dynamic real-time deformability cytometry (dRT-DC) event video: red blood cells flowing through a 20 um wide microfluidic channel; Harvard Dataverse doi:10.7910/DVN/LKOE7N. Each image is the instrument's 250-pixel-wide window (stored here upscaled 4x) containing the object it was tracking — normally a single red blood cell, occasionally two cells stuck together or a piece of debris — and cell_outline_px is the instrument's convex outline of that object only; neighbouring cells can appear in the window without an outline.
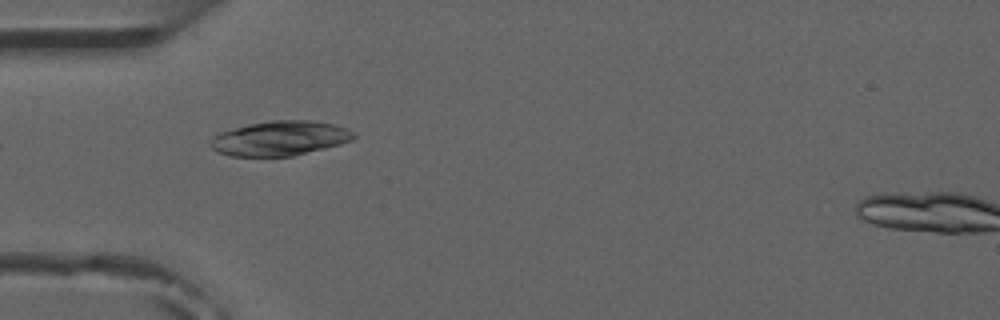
{"species": "common noctule bat (a hibernating species)", "species_latin": "Nyctalus noctula", "temperature_condition": "room temperature", "stored_images_in_passage": 5, "camera_frame_rate_fps": 3000, "um_per_image_px": 0.085, "animal": {"sex": "male", "forearm_length_mm": 52.5}, "frame": {"image": 1, "passage_image": 4, "time_ms": 4.333, "image_size_px": [1000, 320], "cell_outline_px": [[356, 136], [352, 140], [340, 144], [292, 156], [232, 156], [216, 152], [208, 144], [212, 136], [220, 132], [248, 124], [272, 120], [312, 120], [336, 124], [348, 128]], "centroid_in_image_um": [23.77, 11.75], "position_along_channel_um": 61.2, "area_um2": 29.07}}
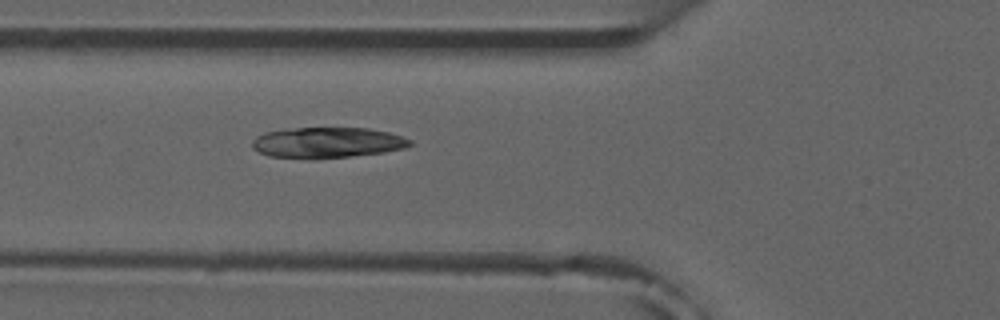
{"frame": {"image": 2, "passage_image": 5, "time_ms": 5.333, "image_size_px": [1000, 320], "cell_outline_px": [[412, 144], [404, 148], [384, 152], [352, 156], [312, 160], [268, 156], [252, 148], [252, 140], [256, 136], [264, 132], [288, 128], [368, 128], [388, 132], [412, 140]], "centroid_in_image_um": [27.77, 12.13], "position_along_channel_um": 98.0, "area_um2": 28.55}}